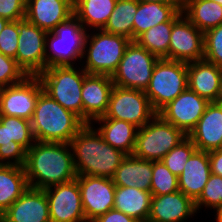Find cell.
<instances>
[{
  "label": "cell",
  "mask_w": 222,
  "mask_h": 222,
  "mask_svg": "<svg viewBox=\"0 0 222 222\" xmlns=\"http://www.w3.org/2000/svg\"><path fill=\"white\" fill-rule=\"evenodd\" d=\"M210 175L209 152L196 150L178 176L179 190L195 202L200 197Z\"/></svg>",
  "instance_id": "24"
},
{
  "label": "cell",
  "mask_w": 222,
  "mask_h": 222,
  "mask_svg": "<svg viewBox=\"0 0 222 222\" xmlns=\"http://www.w3.org/2000/svg\"><path fill=\"white\" fill-rule=\"evenodd\" d=\"M26 0H0V17L8 21L25 18Z\"/></svg>",
  "instance_id": "40"
},
{
  "label": "cell",
  "mask_w": 222,
  "mask_h": 222,
  "mask_svg": "<svg viewBox=\"0 0 222 222\" xmlns=\"http://www.w3.org/2000/svg\"><path fill=\"white\" fill-rule=\"evenodd\" d=\"M151 178L152 161L127 155L117 168L112 180L115 186L150 191Z\"/></svg>",
  "instance_id": "26"
},
{
  "label": "cell",
  "mask_w": 222,
  "mask_h": 222,
  "mask_svg": "<svg viewBox=\"0 0 222 222\" xmlns=\"http://www.w3.org/2000/svg\"><path fill=\"white\" fill-rule=\"evenodd\" d=\"M216 215L215 218H216V221L217 222H222V206H220L217 210H216Z\"/></svg>",
  "instance_id": "44"
},
{
  "label": "cell",
  "mask_w": 222,
  "mask_h": 222,
  "mask_svg": "<svg viewBox=\"0 0 222 222\" xmlns=\"http://www.w3.org/2000/svg\"><path fill=\"white\" fill-rule=\"evenodd\" d=\"M92 222H139V221L113 208L107 211L105 214L98 216Z\"/></svg>",
  "instance_id": "41"
},
{
  "label": "cell",
  "mask_w": 222,
  "mask_h": 222,
  "mask_svg": "<svg viewBox=\"0 0 222 222\" xmlns=\"http://www.w3.org/2000/svg\"><path fill=\"white\" fill-rule=\"evenodd\" d=\"M116 2L117 0H74V15L87 30L103 29Z\"/></svg>",
  "instance_id": "31"
},
{
  "label": "cell",
  "mask_w": 222,
  "mask_h": 222,
  "mask_svg": "<svg viewBox=\"0 0 222 222\" xmlns=\"http://www.w3.org/2000/svg\"><path fill=\"white\" fill-rule=\"evenodd\" d=\"M139 2L183 3V0H138Z\"/></svg>",
  "instance_id": "43"
},
{
  "label": "cell",
  "mask_w": 222,
  "mask_h": 222,
  "mask_svg": "<svg viewBox=\"0 0 222 222\" xmlns=\"http://www.w3.org/2000/svg\"><path fill=\"white\" fill-rule=\"evenodd\" d=\"M183 3L139 2L133 22V41L157 24L170 21Z\"/></svg>",
  "instance_id": "25"
},
{
  "label": "cell",
  "mask_w": 222,
  "mask_h": 222,
  "mask_svg": "<svg viewBox=\"0 0 222 222\" xmlns=\"http://www.w3.org/2000/svg\"><path fill=\"white\" fill-rule=\"evenodd\" d=\"M87 75L82 67L52 66L38 78L46 94L82 120V86Z\"/></svg>",
  "instance_id": "5"
},
{
  "label": "cell",
  "mask_w": 222,
  "mask_h": 222,
  "mask_svg": "<svg viewBox=\"0 0 222 222\" xmlns=\"http://www.w3.org/2000/svg\"><path fill=\"white\" fill-rule=\"evenodd\" d=\"M187 135L156 114L143 127L138 128L133 156L149 161L162 158Z\"/></svg>",
  "instance_id": "8"
},
{
  "label": "cell",
  "mask_w": 222,
  "mask_h": 222,
  "mask_svg": "<svg viewBox=\"0 0 222 222\" xmlns=\"http://www.w3.org/2000/svg\"><path fill=\"white\" fill-rule=\"evenodd\" d=\"M196 150V146L187 136L183 141L172 148L161 161L173 174L179 176L182 173L187 160Z\"/></svg>",
  "instance_id": "35"
},
{
  "label": "cell",
  "mask_w": 222,
  "mask_h": 222,
  "mask_svg": "<svg viewBox=\"0 0 222 222\" xmlns=\"http://www.w3.org/2000/svg\"><path fill=\"white\" fill-rule=\"evenodd\" d=\"M216 103L219 104V105H222V79H221L220 91H219V95H218V98L216 100Z\"/></svg>",
  "instance_id": "45"
},
{
  "label": "cell",
  "mask_w": 222,
  "mask_h": 222,
  "mask_svg": "<svg viewBox=\"0 0 222 222\" xmlns=\"http://www.w3.org/2000/svg\"><path fill=\"white\" fill-rule=\"evenodd\" d=\"M211 174L222 177V148L209 152Z\"/></svg>",
  "instance_id": "42"
},
{
  "label": "cell",
  "mask_w": 222,
  "mask_h": 222,
  "mask_svg": "<svg viewBox=\"0 0 222 222\" xmlns=\"http://www.w3.org/2000/svg\"><path fill=\"white\" fill-rule=\"evenodd\" d=\"M45 190L51 222H87L76 179Z\"/></svg>",
  "instance_id": "14"
},
{
  "label": "cell",
  "mask_w": 222,
  "mask_h": 222,
  "mask_svg": "<svg viewBox=\"0 0 222 222\" xmlns=\"http://www.w3.org/2000/svg\"><path fill=\"white\" fill-rule=\"evenodd\" d=\"M9 21L7 19L1 18L0 17V32L3 30V28L5 27V25L8 23Z\"/></svg>",
  "instance_id": "46"
},
{
  "label": "cell",
  "mask_w": 222,
  "mask_h": 222,
  "mask_svg": "<svg viewBox=\"0 0 222 222\" xmlns=\"http://www.w3.org/2000/svg\"><path fill=\"white\" fill-rule=\"evenodd\" d=\"M187 68L182 61L161 58L156 62L144 92L157 113L188 88Z\"/></svg>",
  "instance_id": "7"
},
{
  "label": "cell",
  "mask_w": 222,
  "mask_h": 222,
  "mask_svg": "<svg viewBox=\"0 0 222 222\" xmlns=\"http://www.w3.org/2000/svg\"><path fill=\"white\" fill-rule=\"evenodd\" d=\"M43 91L38 76H27L21 82L0 88L1 116L31 121L39 94Z\"/></svg>",
  "instance_id": "13"
},
{
  "label": "cell",
  "mask_w": 222,
  "mask_h": 222,
  "mask_svg": "<svg viewBox=\"0 0 222 222\" xmlns=\"http://www.w3.org/2000/svg\"><path fill=\"white\" fill-rule=\"evenodd\" d=\"M114 83L109 75L88 74L82 86V121L92 124L106 114Z\"/></svg>",
  "instance_id": "18"
},
{
  "label": "cell",
  "mask_w": 222,
  "mask_h": 222,
  "mask_svg": "<svg viewBox=\"0 0 222 222\" xmlns=\"http://www.w3.org/2000/svg\"><path fill=\"white\" fill-rule=\"evenodd\" d=\"M94 32L95 29L90 34L88 31L82 56L86 60L83 61L81 67L88 74L112 76L131 40L121 35L108 33L103 29H96Z\"/></svg>",
  "instance_id": "6"
},
{
  "label": "cell",
  "mask_w": 222,
  "mask_h": 222,
  "mask_svg": "<svg viewBox=\"0 0 222 222\" xmlns=\"http://www.w3.org/2000/svg\"><path fill=\"white\" fill-rule=\"evenodd\" d=\"M157 112L143 90L113 86L106 114L99 118L123 120L138 128L148 123Z\"/></svg>",
  "instance_id": "10"
},
{
  "label": "cell",
  "mask_w": 222,
  "mask_h": 222,
  "mask_svg": "<svg viewBox=\"0 0 222 222\" xmlns=\"http://www.w3.org/2000/svg\"><path fill=\"white\" fill-rule=\"evenodd\" d=\"M29 187L24 167L0 165V215Z\"/></svg>",
  "instance_id": "30"
},
{
  "label": "cell",
  "mask_w": 222,
  "mask_h": 222,
  "mask_svg": "<svg viewBox=\"0 0 222 222\" xmlns=\"http://www.w3.org/2000/svg\"><path fill=\"white\" fill-rule=\"evenodd\" d=\"M74 15V0H26L25 18L47 32Z\"/></svg>",
  "instance_id": "21"
},
{
  "label": "cell",
  "mask_w": 222,
  "mask_h": 222,
  "mask_svg": "<svg viewBox=\"0 0 222 222\" xmlns=\"http://www.w3.org/2000/svg\"><path fill=\"white\" fill-rule=\"evenodd\" d=\"M18 30L16 62L27 76H38L46 69L45 39L48 32L26 18L18 20Z\"/></svg>",
  "instance_id": "12"
},
{
  "label": "cell",
  "mask_w": 222,
  "mask_h": 222,
  "mask_svg": "<svg viewBox=\"0 0 222 222\" xmlns=\"http://www.w3.org/2000/svg\"><path fill=\"white\" fill-rule=\"evenodd\" d=\"M151 199L150 191L116 186L113 208L139 222H146L150 214Z\"/></svg>",
  "instance_id": "28"
},
{
  "label": "cell",
  "mask_w": 222,
  "mask_h": 222,
  "mask_svg": "<svg viewBox=\"0 0 222 222\" xmlns=\"http://www.w3.org/2000/svg\"><path fill=\"white\" fill-rule=\"evenodd\" d=\"M18 37V21H9L0 32V53L16 60Z\"/></svg>",
  "instance_id": "39"
},
{
  "label": "cell",
  "mask_w": 222,
  "mask_h": 222,
  "mask_svg": "<svg viewBox=\"0 0 222 222\" xmlns=\"http://www.w3.org/2000/svg\"><path fill=\"white\" fill-rule=\"evenodd\" d=\"M188 137L197 150L211 152L222 148V105L211 102Z\"/></svg>",
  "instance_id": "22"
},
{
  "label": "cell",
  "mask_w": 222,
  "mask_h": 222,
  "mask_svg": "<svg viewBox=\"0 0 222 222\" xmlns=\"http://www.w3.org/2000/svg\"><path fill=\"white\" fill-rule=\"evenodd\" d=\"M179 191L178 176L173 174L162 161H152L150 192L165 195Z\"/></svg>",
  "instance_id": "34"
},
{
  "label": "cell",
  "mask_w": 222,
  "mask_h": 222,
  "mask_svg": "<svg viewBox=\"0 0 222 222\" xmlns=\"http://www.w3.org/2000/svg\"><path fill=\"white\" fill-rule=\"evenodd\" d=\"M82 206L87 222L113 209L116 186L105 177L77 175Z\"/></svg>",
  "instance_id": "16"
},
{
  "label": "cell",
  "mask_w": 222,
  "mask_h": 222,
  "mask_svg": "<svg viewBox=\"0 0 222 222\" xmlns=\"http://www.w3.org/2000/svg\"><path fill=\"white\" fill-rule=\"evenodd\" d=\"M217 210L222 206V177L211 174L200 197L195 201L196 211L202 207Z\"/></svg>",
  "instance_id": "36"
},
{
  "label": "cell",
  "mask_w": 222,
  "mask_h": 222,
  "mask_svg": "<svg viewBox=\"0 0 222 222\" xmlns=\"http://www.w3.org/2000/svg\"><path fill=\"white\" fill-rule=\"evenodd\" d=\"M100 125L96 130L103 137L104 141L126 155H132L138 127L132 123L109 118H97L94 121Z\"/></svg>",
  "instance_id": "27"
},
{
  "label": "cell",
  "mask_w": 222,
  "mask_h": 222,
  "mask_svg": "<svg viewBox=\"0 0 222 222\" xmlns=\"http://www.w3.org/2000/svg\"><path fill=\"white\" fill-rule=\"evenodd\" d=\"M183 14L182 9L170 20L157 24L141 34L135 41L156 55L159 59H168V48L172 24Z\"/></svg>",
  "instance_id": "32"
},
{
  "label": "cell",
  "mask_w": 222,
  "mask_h": 222,
  "mask_svg": "<svg viewBox=\"0 0 222 222\" xmlns=\"http://www.w3.org/2000/svg\"><path fill=\"white\" fill-rule=\"evenodd\" d=\"M87 30L73 15L48 32L45 39L46 68L52 66H74L83 60Z\"/></svg>",
  "instance_id": "4"
},
{
  "label": "cell",
  "mask_w": 222,
  "mask_h": 222,
  "mask_svg": "<svg viewBox=\"0 0 222 222\" xmlns=\"http://www.w3.org/2000/svg\"><path fill=\"white\" fill-rule=\"evenodd\" d=\"M209 103L196 92L187 88L157 114L188 136L203 116Z\"/></svg>",
  "instance_id": "17"
},
{
  "label": "cell",
  "mask_w": 222,
  "mask_h": 222,
  "mask_svg": "<svg viewBox=\"0 0 222 222\" xmlns=\"http://www.w3.org/2000/svg\"><path fill=\"white\" fill-rule=\"evenodd\" d=\"M212 1L217 2V3H219L220 5H222V0H212Z\"/></svg>",
  "instance_id": "47"
},
{
  "label": "cell",
  "mask_w": 222,
  "mask_h": 222,
  "mask_svg": "<svg viewBox=\"0 0 222 222\" xmlns=\"http://www.w3.org/2000/svg\"><path fill=\"white\" fill-rule=\"evenodd\" d=\"M77 175L110 178L127 156L104 141L94 125L85 124L70 141Z\"/></svg>",
  "instance_id": "2"
},
{
  "label": "cell",
  "mask_w": 222,
  "mask_h": 222,
  "mask_svg": "<svg viewBox=\"0 0 222 222\" xmlns=\"http://www.w3.org/2000/svg\"><path fill=\"white\" fill-rule=\"evenodd\" d=\"M138 0H117L104 31L121 35L133 41V22Z\"/></svg>",
  "instance_id": "33"
},
{
  "label": "cell",
  "mask_w": 222,
  "mask_h": 222,
  "mask_svg": "<svg viewBox=\"0 0 222 222\" xmlns=\"http://www.w3.org/2000/svg\"><path fill=\"white\" fill-rule=\"evenodd\" d=\"M168 59L186 63L204 59V33L184 14L172 24Z\"/></svg>",
  "instance_id": "15"
},
{
  "label": "cell",
  "mask_w": 222,
  "mask_h": 222,
  "mask_svg": "<svg viewBox=\"0 0 222 222\" xmlns=\"http://www.w3.org/2000/svg\"><path fill=\"white\" fill-rule=\"evenodd\" d=\"M30 123L35 141L53 143H70L85 125L44 91L39 94Z\"/></svg>",
  "instance_id": "3"
},
{
  "label": "cell",
  "mask_w": 222,
  "mask_h": 222,
  "mask_svg": "<svg viewBox=\"0 0 222 222\" xmlns=\"http://www.w3.org/2000/svg\"><path fill=\"white\" fill-rule=\"evenodd\" d=\"M188 88L208 102H216L222 79V68L206 60L188 63Z\"/></svg>",
  "instance_id": "23"
},
{
  "label": "cell",
  "mask_w": 222,
  "mask_h": 222,
  "mask_svg": "<svg viewBox=\"0 0 222 222\" xmlns=\"http://www.w3.org/2000/svg\"><path fill=\"white\" fill-rule=\"evenodd\" d=\"M24 170L34 189L44 190L77 177L70 143L35 141L27 150Z\"/></svg>",
  "instance_id": "1"
},
{
  "label": "cell",
  "mask_w": 222,
  "mask_h": 222,
  "mask_svg": "<svg viewBox=\"0 0 222 222\" xmlns=\"http://www.w3.org/2000/svg\"><path fill=\"white\" fill-rule=\"evenodd\" d=\"M158 60L156 55L151 54L136 41H130L117 70L111 76L114 85L145 91Z\"/></svg>",
  "instance_id": "9"
},
{
  "label": "cell",
  "mask_w": 222,
  "mask_h": 222,
  "mask_svg": "<svg viewBox=\"0 0 222 222\" xmlns=\"http://www.w3.org/2000/svg\"><path fill=\"white\" fill-rule=\"evenodd\" d=\"M196 213L195 202L179 190L171 194L152 195L147 221L187 222Z\"/></svg>",
  "instance_id": "20"
},
{
  "label": "cell",
  "mask_w": 222,
  "mask_h": 222,
  "mask_svg": "<svg viewBox=\"0 0 222 222\" xmlns=\"http://www.w3.org/2000/svg\"><path fill=\"white\" fill-rule=\"evenodd\" d=\"M204 60L222 68V24L204 33Z\"/></svg>",
  "instance_id": "37"
},
{
  "label": "cell",
  "mask_w": 222,
  "mask_h": 222,
  "mask_svg": "<svg viewBox=\"0 0 222 222\" xmlns=\"http://www.w3.org/2000/svg\"><path fill=\"white\" fill-rule=\"evenodd\" d=\"M27 75L14 58L0 53V88L21 82Z\"/></svg>",
  "instance_id": "38"
},
{
  "label": "cell",
  "mask_w": 222,
  "mask_h": 222,
  "mask_svg": "<svg viewBox=\"0 0 222 222\" xmlns=\"http://www.w3.org/2000/svg\"><path fill=\"white\" fill-rule=\"evenodd\" d=\"M0 222H51L45 190H27L0 215Z\"/></svg>",
  "instance_id": "19"
},
{
  "label": "cell",
  "mask_w": 222,
  "mask_h": 222,
  "mask_svg": "<svg viewBox=\"0 0 222 222\" xmlns=\"http://www.w3.org/2000/svg\"><path fill=\"white\" fill-rule=\"evenodd\" d=\"M35 143L30 121L0 117V165L24 167L27 150Z\"/></svg>",
  "instance_id": "11"
},
{
  "label": "cell",
  "mask_w": 222,
  "mask_h": 222,
  "mask_svg": "<svg viewBox=\"0 0 222 222\" xmlns=\"http://www.w3.org/2000/svg\"><path fill=\"white\" fill-rule=\"evenodd\" d=\"M182 12L203 33L222 24V5L212 0H183Z\"/></svg>",
  "instance_id": "29"
}]
</instances>
